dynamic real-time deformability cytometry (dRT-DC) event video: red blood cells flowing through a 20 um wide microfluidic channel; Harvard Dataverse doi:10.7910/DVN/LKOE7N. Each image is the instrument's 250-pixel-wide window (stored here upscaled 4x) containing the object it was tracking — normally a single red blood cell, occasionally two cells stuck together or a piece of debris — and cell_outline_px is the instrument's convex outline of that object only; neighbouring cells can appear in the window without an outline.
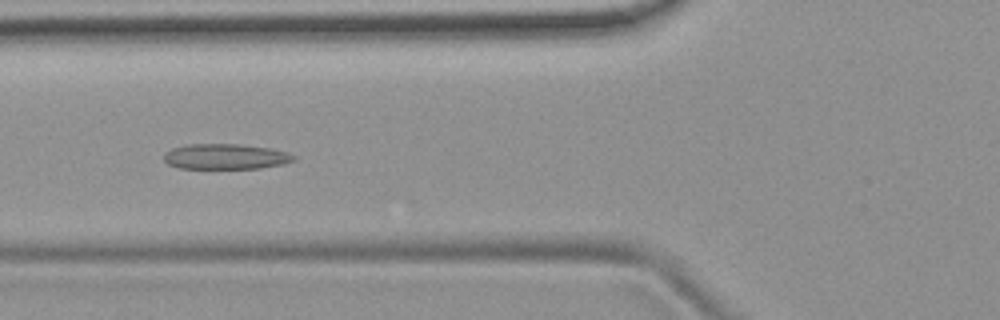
{"species": "common noctule bat (a hibernating species)", "species_latin": "Nyctalus noctula", "temperature_condition": "room temperature", "stored_images_in_passage": 52, "camera_frame_rate_fps": 3000, "um_per_image_px": 0.085, "animal": {"sex": "female", "body_mass_g": 19.9}, "frame": {"image": 1, "passage_image": 19, "time_ms": 6.0, "image_size_px": [1000, 320], "cell_outline_px": [[296, 160], [284, 164], [260, 168], [180, 168], [168, 164], [164, 160], [164, 152], [172, 148], [188, 144], [240, 144], [272, 148], [288, 152], [296, 156]], "centroid_in_image_um": [19.21, 13.3], "position_along_channel_um": 106.6, "area_um2": 19.36}}
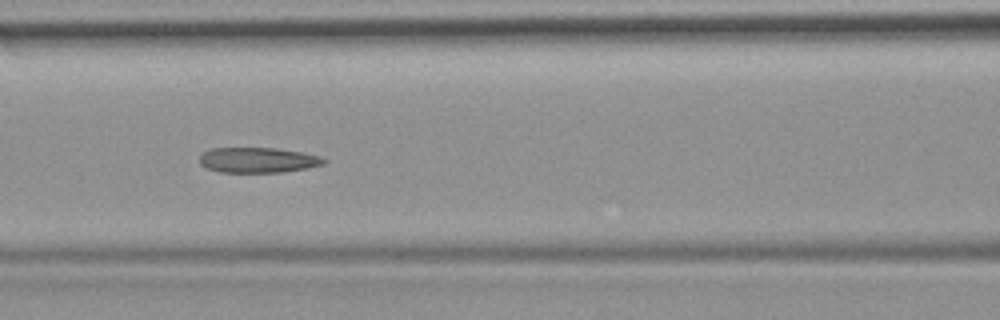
{"frame": {"image": 2, "passage_image": 22, "time_ms": 7.0, "image_size_px": [1000, 320], "cell_outline_px": [[328, 160], [324, 164], [308, 168], [284, 172], [220, 172], [208, 168], [200, 164], [200, 156], [204, 152], [212, 148], [276, 148], [300, 152], [320, 156]], "centroid_in_image_um": [21.95, 13.61], "position_along_channel_um": 144.6, "area_um2": 18.26}}
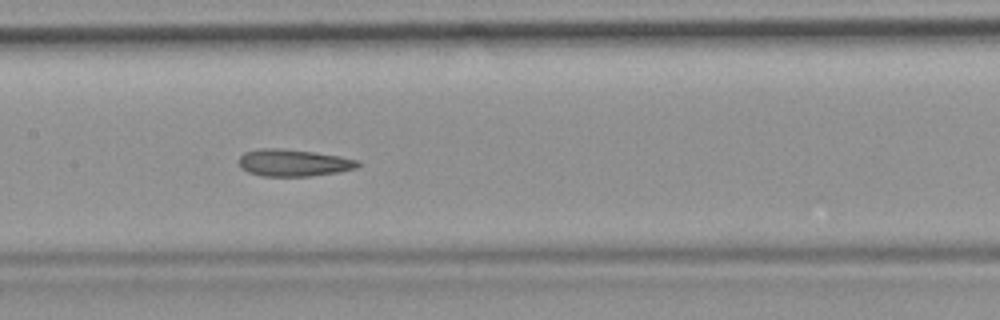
{"frame": {"image": 3, "passage_image": 25, "time_ms": 8.0, "image_size_px": [1000, 320], "cell_outline_px": [[360, 164], [356, 168], [340, 172], [308, 176], [260, 176], [248, 172], [240, 168], [240, 156], [244, 152], [260, 148], [280, 148], [312, 152], [340, 156], [360, 160]], "centroid_in_image_um": [24.95, 13.84], "position_along_channel_um": 182.5, "area_um2": 18.79}, "authors_computed_cell_mechanics": {"area_um2": 19.6809, "velocity_mm_per_s": 3.7895, "shape_relaxation_time_tau1_ms": null, "shape_relaxation_time_tau2_ms": 3.1405, "deformation_change_tau1": null, "deformation_change_tau2": 0.1114}}